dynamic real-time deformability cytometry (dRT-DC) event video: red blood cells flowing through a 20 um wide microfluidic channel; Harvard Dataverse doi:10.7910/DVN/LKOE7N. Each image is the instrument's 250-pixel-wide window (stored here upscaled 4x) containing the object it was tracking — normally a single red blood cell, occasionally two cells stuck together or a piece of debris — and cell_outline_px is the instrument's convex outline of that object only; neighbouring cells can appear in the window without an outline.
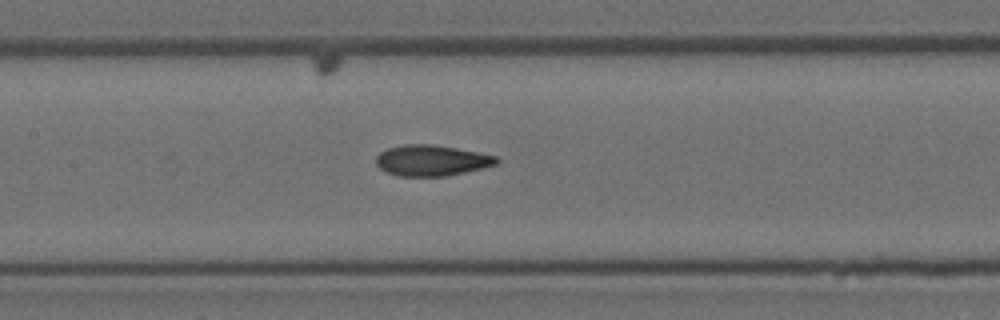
{"species": "Egyptian fruit bat (a non-hibernating species)", "species_latin": "Rousettus aegyptiacus", "temperature_condition": "room temperature", "stored_images_in_passage": 8, "camera_frame_rate_fps": 3000, "um_per_image_px": 0.085, "animal": {"sex": "female"}, "frame": {"image": 1, "passage_image": 7, "time_ms": 2.0, "image_size_px": [1000, 320], "cell_outline_px": [[500, 160], [496, 164], [464, 172], [444, 176], [396, 176], [380, 168], [376, 164], [376, 156], [380, 152], [388, 148], [404, 144], [432, 144], [476, 152], [496, 156]], "centroid_in_image_um": [36.64, 13.63], "position_along_channel_um": 170.8, "area_um2": 21.39}}